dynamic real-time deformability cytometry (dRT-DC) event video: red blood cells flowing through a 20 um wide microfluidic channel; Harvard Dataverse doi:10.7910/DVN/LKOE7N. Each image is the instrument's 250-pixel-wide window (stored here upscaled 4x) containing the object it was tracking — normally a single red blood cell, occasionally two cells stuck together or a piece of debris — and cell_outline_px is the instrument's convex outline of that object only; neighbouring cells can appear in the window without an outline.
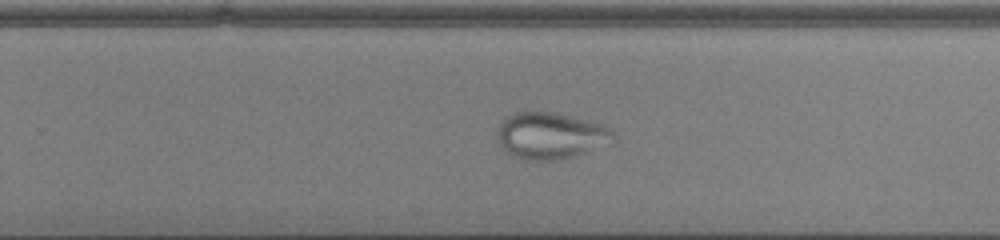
{"species": "common noctule bat (a hibernating species)", "species_latin": "Nyctalus noctula", "temperature_condition": "cold", "stored_images_in_passage": 53, "camera_frame_rate_fps": 3000, "um_per_image_px": 0.085, "animal": {"sex": "male", "body_mass_g": 13.0, "forearm_length_mm": 53.1}, "frame": {"image": 1, "passage_image": 36, "time_ms": 11.667, "image_size_px": [1000, 240], "cell_outline_px": [[616, 140], [612, 144], [576, 156], [560, 160], [528, 160], [512, 156], [500, 144], [496, 136], [496, 132], [500, 124], [508, 116], [516, 112], [556, 112], [600, 124], [608, 128], [616, 136]], "centroid_in_image_um": [46.83, 11.55], "position_along_channel_um": 283.0, "area_um2": 31.67}}